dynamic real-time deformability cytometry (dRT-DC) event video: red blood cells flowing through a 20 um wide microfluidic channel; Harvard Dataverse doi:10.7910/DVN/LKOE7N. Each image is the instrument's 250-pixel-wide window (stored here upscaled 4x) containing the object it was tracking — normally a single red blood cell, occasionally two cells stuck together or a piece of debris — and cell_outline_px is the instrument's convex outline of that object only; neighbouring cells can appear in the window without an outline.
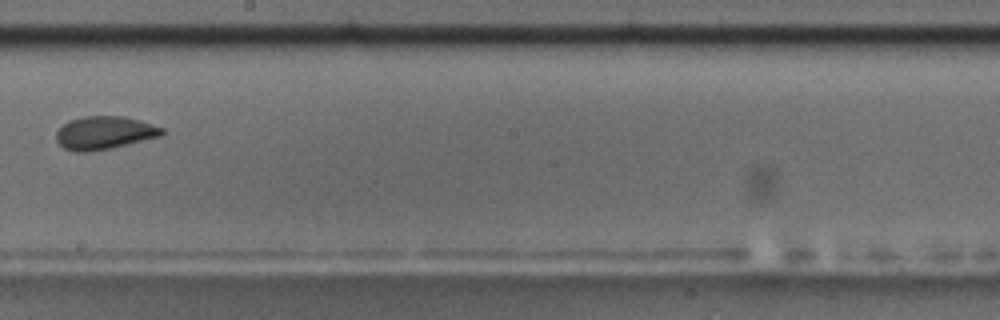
{"species": "common noctule bat (a hibernating species)", "species_latin": "Nyctalus noctula", "temperature_condition": "room temperature", "stored_images_in_passage": 15, "camera_frame_rate_fps": 3000, "um_per_image_px": 0.085, "animal": {"sex": "male", "body_mass_g": 17.5, "forearm_length_mm": 52.3}, "frame": {"image": 1, "passage_image": 9, "time_ms": 10.333, "image_size_px": [1000, 320], "cell_outline_px": [[164, 132], [160, 136], [112, 148], [88, 152], [76, 152], [64, 148], [56, 140], [56, 132], [68, 120], [84, 116], [124, 116], [140, 120], [164, 128]], "centroid_in_image_um": [8.86, 11.28], "position_along_channel_um": 239.3, "area_um2": 20.4}, "authors_computed_cell_mechanics": {"area_um2": 20.808, "velocity_mm_per_s": 3.6599, "shape_relaxation_time_tau1_ms": 4.9347, "shape_relaxation_time_tau2_ms": 2.1938, "deformation_change_tau1": 0.135, "deformation_change_tau2": 0.0595}}